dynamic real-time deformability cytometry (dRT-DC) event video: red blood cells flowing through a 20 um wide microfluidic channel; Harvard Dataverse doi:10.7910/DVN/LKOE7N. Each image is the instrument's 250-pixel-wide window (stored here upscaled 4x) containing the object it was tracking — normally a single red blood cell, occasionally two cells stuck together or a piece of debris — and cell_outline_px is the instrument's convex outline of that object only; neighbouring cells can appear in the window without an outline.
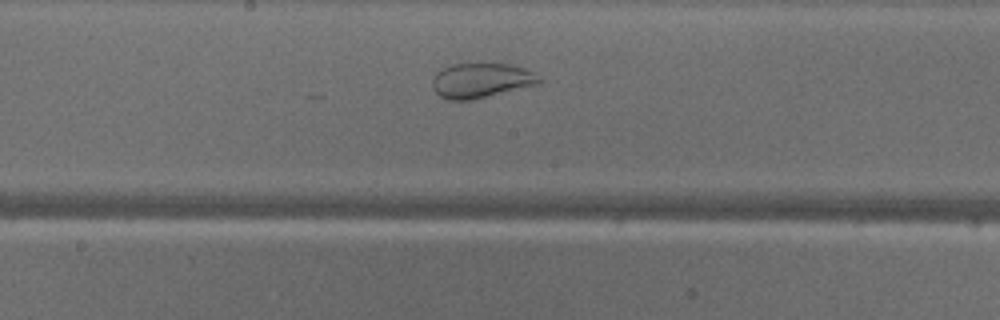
{"species": "common noctule bat (a hibernating species)", "species_latin": "Nyctalus noctula", "temperature_condition": "warm", "stored_images_in_passage": 32, "camera_frame_rate_fps": 3000, "um_per_image_px": 0.085, "animal": {"sex": "male", "body_mass_g": 18.8}, "frame": {"image": 1, "passage_image": 19, "time_ms": 6.0, "image_size_px": [1000, 320], "cell_outline_px": [[540, 84], [476, 100], [448, 100], [440, 96], [436, 92], [432, 84], [432, 80], [436, 72], [452, 64], [468, 60], [484, 60], [512, 64], [536, 72], [540, 80]], "centroid_in_image_um": [40.92, 6.78], "position_along_channel_um": 207.3, "area_um2": 23.0}}